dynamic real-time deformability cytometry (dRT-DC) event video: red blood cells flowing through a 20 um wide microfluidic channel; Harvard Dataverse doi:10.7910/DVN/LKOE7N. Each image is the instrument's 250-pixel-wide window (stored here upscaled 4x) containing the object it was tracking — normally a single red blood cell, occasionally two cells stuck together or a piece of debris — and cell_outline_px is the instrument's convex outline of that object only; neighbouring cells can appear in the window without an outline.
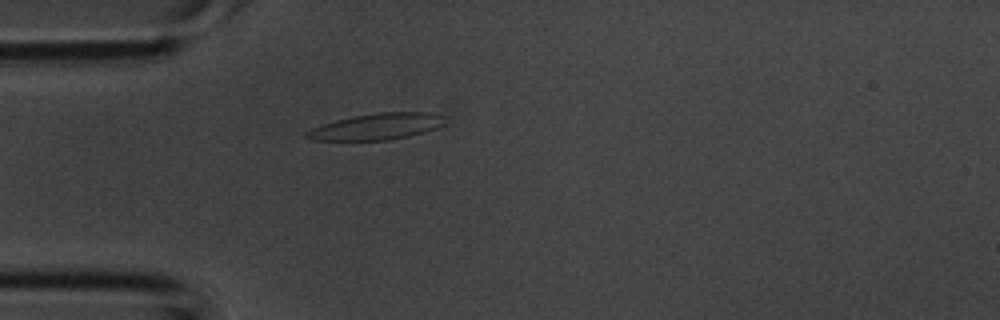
{"species": "common noctule bat (a hibernating species)", "species_latin": "Nyctalus noctula", "temperature_condition": "room temperature", "stored_images_in_passage": 4, "camera_frame_rate_fps": 3000, "um_per_image_px": 0.085, "animal": {"sex": "male", "body_mass_g": 20.1, "forearm_length_mm": 53.5}, "frame": {"image": 1, "passage_image": 4, "time_ms": 1.0, "image_size_px": [1000, 320], "cell_outline_px": [[444, 124], [436, 128], [424, 132], [408, 136], [388, 140], [312, 140], [304, 136], [304, 132], [312, 128], [336, 120], [352, 116], [380, 112], [428, 112], [436, 116]], "centroid_in_image_um": [31.92, 10.77], "position_along_channel_um": 53.1, "area_um2": 20.75}}